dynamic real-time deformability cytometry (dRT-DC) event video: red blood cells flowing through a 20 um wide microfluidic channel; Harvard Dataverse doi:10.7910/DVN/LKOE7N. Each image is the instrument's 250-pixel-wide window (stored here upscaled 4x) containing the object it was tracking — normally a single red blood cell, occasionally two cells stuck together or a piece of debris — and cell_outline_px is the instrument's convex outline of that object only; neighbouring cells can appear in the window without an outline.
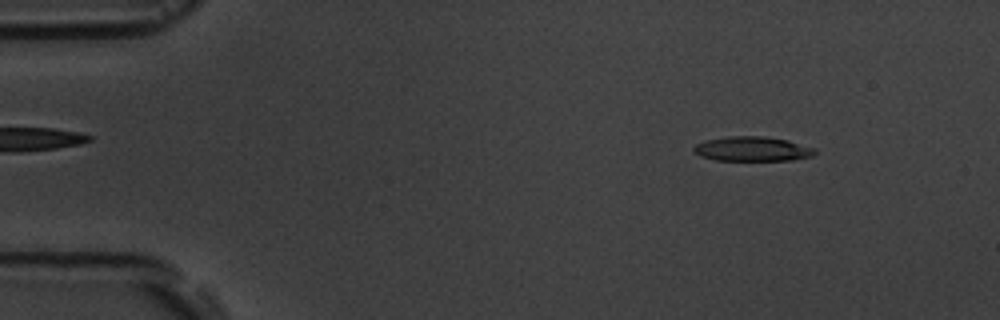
{"species": "common noctule bat (a hibernating species)", "species_latin": "Nyctalus noctula", "temperature_condition": "room temperature", "stored_images_in_passage": 5, "camera_frame_rate_fps": 3000, "um_per_image_px": 0.085, "animal": {"sex": "male", "body_mass_g": 19.5, "forearm_length_mm": 54.6}, "frame": {"image": 1, "passage_image": 2, "time_ms": 1.0, "image_size_px": [1000, 320], "cell_outline_px": [[816, 152], [812, 156], [792, 160], [716, 160], [700, 156], [692, 152], [692, 148], [696, 144], [704, 140], [728, 136], [764, 136], [788, 140], [816, 148]], "centroid_in_image_um": [63.93, 12.65], "position_along_channel_um": 21.1, "area_um2": 17.51}}
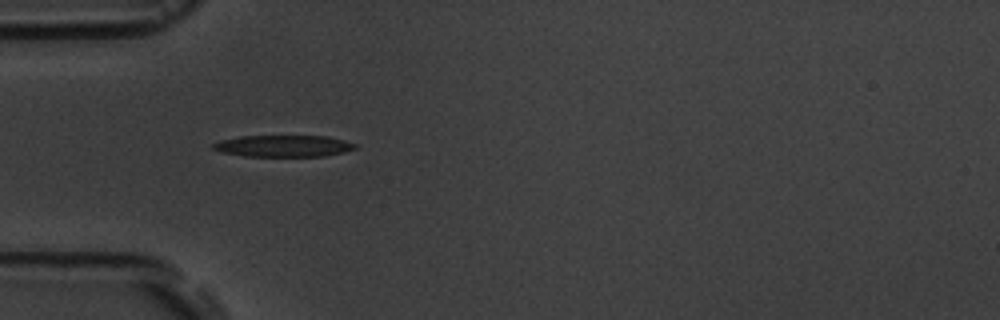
{"frame": {"image": 2, "passage_image": 4, "time_ms": 4.333, "image_size_px": [1000, 320], "cell_outline_px": [[356, 148], [344, 152], [324, 156], [244, 156], [220, 152], [212, 148], [212, 144], [220, 140], [240, 136], [328, 136], [344, 140], [356, 144]], "centroid_in_image_um": [24.07, 12.41], "position_along_channel_um": 60.9, "area_um2": 17.92}}
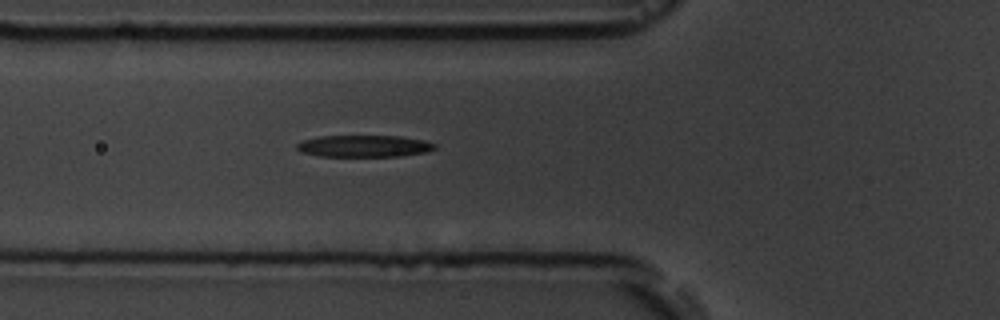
{"frame": {"image": 3, "passage_image": 5, "time_ms": 5.333, "image_size_px": [1000, 320], "cell_outline_px": [[436, 148], [424, 152], [400, 156], [320, 156], [300, 152], [296, 148], [296, 144], [300, 140], [320, 136], [404, 136], [424, 140], [436, 144]], "centroid_in_image_um": [30.91, 12.41], "position_along_channel_um": 94.9, "area_um2": 17.63}}